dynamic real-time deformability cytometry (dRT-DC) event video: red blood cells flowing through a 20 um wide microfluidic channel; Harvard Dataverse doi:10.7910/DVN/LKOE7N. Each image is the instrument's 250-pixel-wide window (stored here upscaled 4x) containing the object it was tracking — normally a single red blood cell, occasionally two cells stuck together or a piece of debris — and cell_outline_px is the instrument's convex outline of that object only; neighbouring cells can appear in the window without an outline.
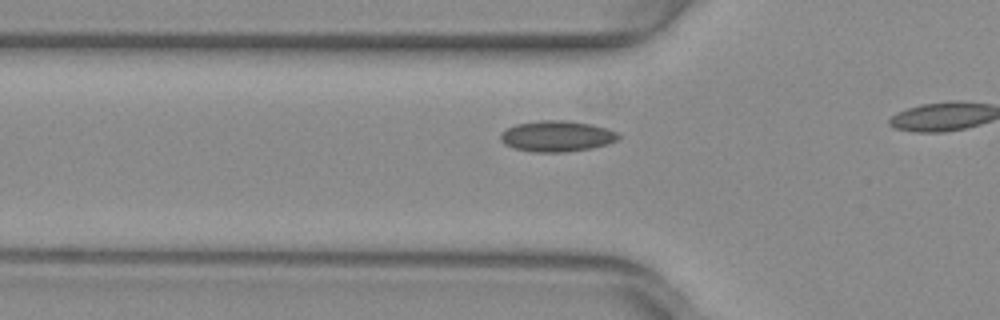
{"species": "common noctule bat (a hibernating species)", "species_latin": "Nyctalus noctula", "temperature_condition": "warm", "stored_images_in_passage": 20, "camera_frame_rate_fps": 3000, "um_per_image_px": 0.085, "animal": {"sex": "female", "body_mass_g": 29.2, "forearm_length_mm": 56.3}, "frame": {"image": 1, "passage_image": 15, "time_ms": 4.667, "image_size_px": [1000, 320], "cell_outline_px": [[620, 140], [608, 144], [592, 148], [564, 152], [532, 152], [512, 148], [504, 144], [500, 140], [500, 132], [516, 124], [540, 120], [568, 120], [592, 124], [608, 128], [616, 132], [620, 136]], "centroid_in_image_um": [47.34, 11.57], "position_along_channel_um": 78.5, "area_um2": 21.56}}